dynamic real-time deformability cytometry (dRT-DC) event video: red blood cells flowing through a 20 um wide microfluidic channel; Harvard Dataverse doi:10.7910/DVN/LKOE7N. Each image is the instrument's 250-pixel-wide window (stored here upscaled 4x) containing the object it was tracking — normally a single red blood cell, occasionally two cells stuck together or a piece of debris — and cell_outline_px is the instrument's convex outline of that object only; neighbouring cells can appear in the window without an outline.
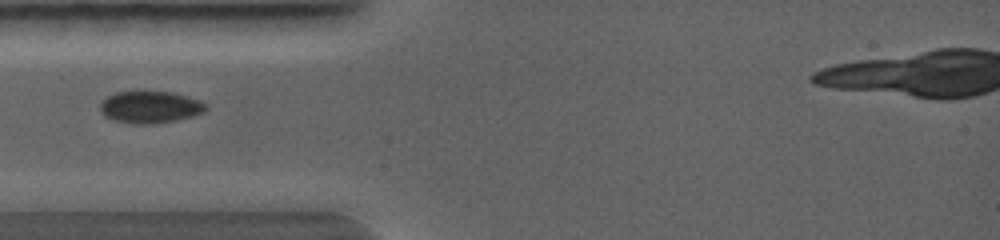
{"species": "common noctule bat (a hibernating species)", "species_latin": "Nyctalus noctula", "temperature_condition": "warm", "stored_images_in_passage": 33, "camera_frame_rate_fps": 5000, "um_per_image_px": 0.085, "animal": {"sex": "female", "body_mass_g": 19.0, "forearm_length_mm": 56.7}, "frame": {"image": 1, "passage_image": 1, "time_ms": 0.0, "image_size_px": [1000, 240], "cell_outline_px": [[208, 108], [204, 112], [192, 116], [176, 120], [152, 124], [132, 124], [112, 120], [104, 116], [100, 112], [100, 104], [108, 96], [116, 92], [172, 92], [188, 96], [200, 100], [208, 104]], "centroid_in_image_um": [12.78, 9.11], "position_along_channel_um": 72.2, "area_um2": 19.83}}
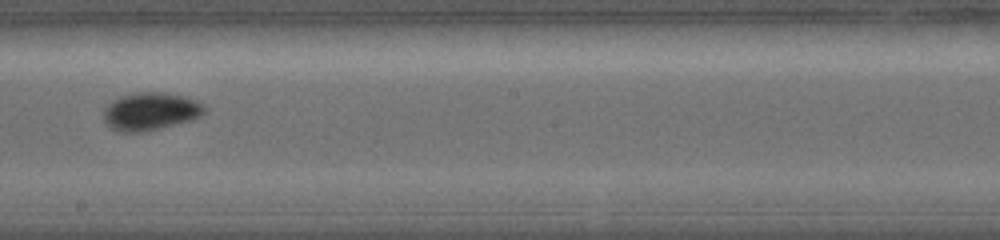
{"frame": {"image": 2, "passage_image": 8, "time_ms": 2.4, "image_size_px": [1000, 240], "cell_outline_px": [[208, 112], [192, 120], [144, 132], [120, 132], [108, 128], [104, 120], [104, 108], [112, 100], [136, 92], [164, 92], [184, 96], [196, 100], [204, 104], [208, 108]], "centroid_in_image_um": [12.82, 9.47], "position_along_channel_um": 235.4, "area_um2": 22.54}}
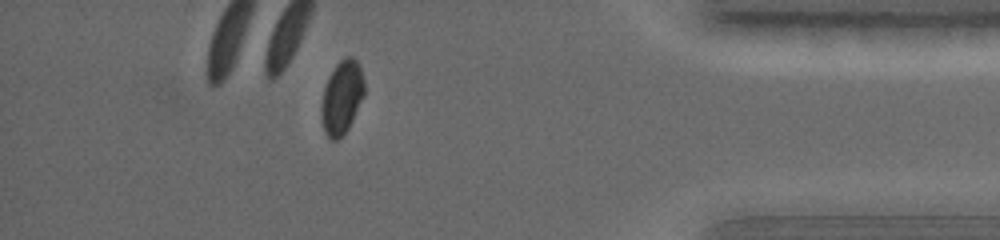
{"frame": {"image": 3, "passage_image": 26, "time_ms": 5.4, "image_size_px": [1000, 240], "cell_outline_px": [[364, 96], [348, 128], [336, 140], [328, 140], [324, 132], [320, 116], [320, 108], [324, 88], [328, 76], [336, 64], [340, 60], [348, 56], [352, 56], [356, 60], [360, 68], [364, 80]], "centroid_in_image_um": [29.03, 8.28], "position_along_channel_um": 406.2, "area_um2": 18.5}}